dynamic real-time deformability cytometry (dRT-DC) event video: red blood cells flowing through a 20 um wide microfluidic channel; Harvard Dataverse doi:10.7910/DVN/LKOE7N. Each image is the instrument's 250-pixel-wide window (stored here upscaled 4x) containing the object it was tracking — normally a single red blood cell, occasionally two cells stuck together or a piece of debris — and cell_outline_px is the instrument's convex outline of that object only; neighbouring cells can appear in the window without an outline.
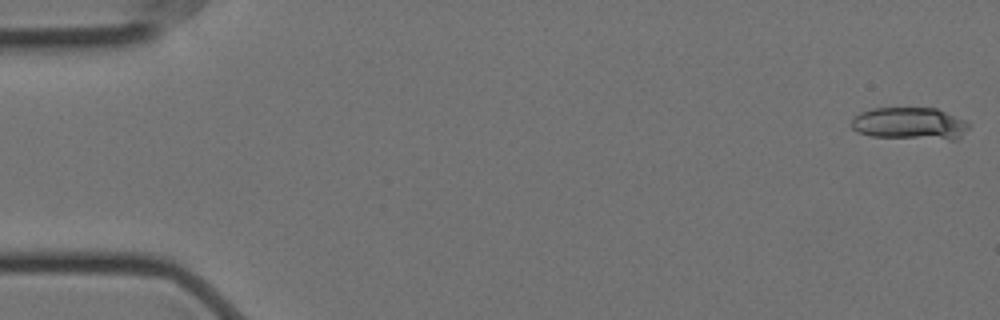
{"species": "Egyptian fruit bat (a non-hibernating species)", "species_latin": "Rousettus aegyptiacus", "temperature_condition": "cold", "stored_images_in_passage": 5, "camera_frame_rate_fps": 3000, "um_per_image_px": 0.085, "animal": {"sex": "female"}, "frame": {"image": 1, "passage_image": 1, "time_ms": 0.0, "image_size_px": [1000, 320], "cell_outline_px": [[972, 124], [956, 140], [952, 140], [872, 136], [856, 132], [852, 128], [852, 120], [860, 112], [872, 108], [936, 108], [968, 120]], "centroid_in_image_um": [77.38, 10.5], "position_along_channel_um": 7.6, "area_um2": 22.25}}
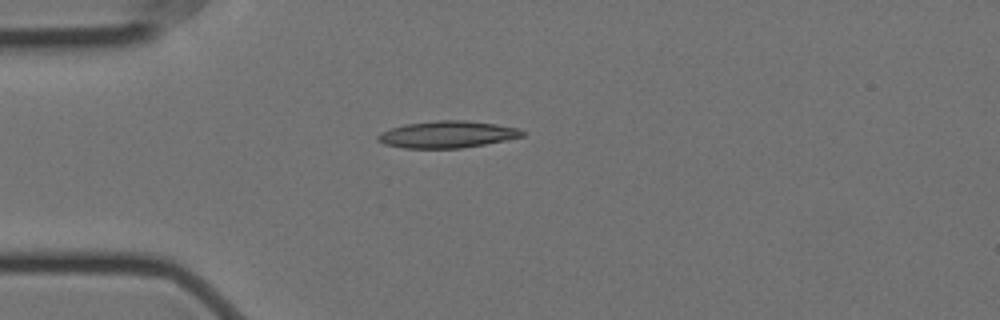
{"frame": {"image": 2, "passage_image": 5, "time_ms": 1.333, "image_size_px": [1000, 320], "cell_outline_px": [[524, 136], [484, 144], [460, 148], [404, 148], [384, 144], [376, 140], [376, 136], [380, 132], [404, 124], [436, 120], [468, 120], [496, 124], [516, 128], [524, 132]], "centroid_in_image_um": [37.96, 11.42], "position_along_channel_um": 47.0, "area_um2": 22.54}}